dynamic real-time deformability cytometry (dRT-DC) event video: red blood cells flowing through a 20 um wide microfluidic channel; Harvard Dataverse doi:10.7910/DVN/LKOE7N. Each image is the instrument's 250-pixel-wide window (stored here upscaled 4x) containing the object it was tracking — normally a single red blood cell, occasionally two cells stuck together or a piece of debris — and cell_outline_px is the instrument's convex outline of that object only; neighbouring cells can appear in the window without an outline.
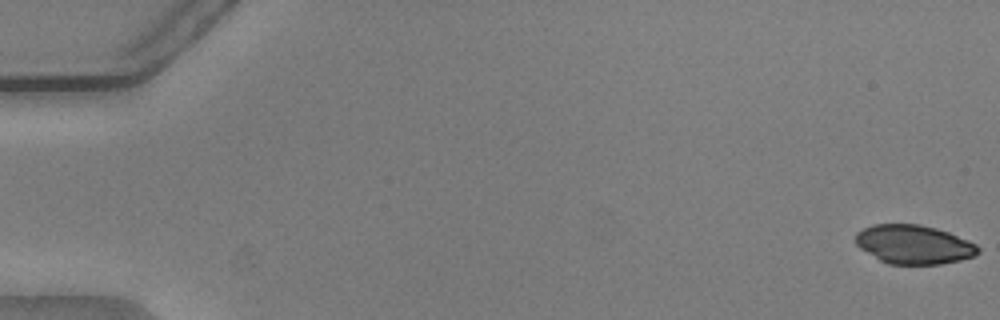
{"species": "common noctule bat (a hibernating species)", "species_latin": "Nyctalus noctula", "temperature_condition": "warm", "stored_images_in_passage": 14, "camera_frame_rate_fps": 3000, "um_per_image_px": 0.085, "animal": {"sex": "male", "body_mass_g": 20.5, "forearm_length_mm": 52.5}, "frame": {"image": 1, "passage_image": 1, "time_ms": 0.0, "image_size_px": [1000, 320], "cell_outline_px": [[980, 252], [972, 256], [960, 260], [940, 264], [888, 264], [880, 260], [860, 248], [856, 244], [856, 232], [872, 224], [920, 224], [936, 228], [948, 232], [968, 240], [976, 244], [980, 248]], "centroid_in_image_um": [77.67, 20.77], "position_along_channel_um": 7.3, "area_um2": 27.74}}